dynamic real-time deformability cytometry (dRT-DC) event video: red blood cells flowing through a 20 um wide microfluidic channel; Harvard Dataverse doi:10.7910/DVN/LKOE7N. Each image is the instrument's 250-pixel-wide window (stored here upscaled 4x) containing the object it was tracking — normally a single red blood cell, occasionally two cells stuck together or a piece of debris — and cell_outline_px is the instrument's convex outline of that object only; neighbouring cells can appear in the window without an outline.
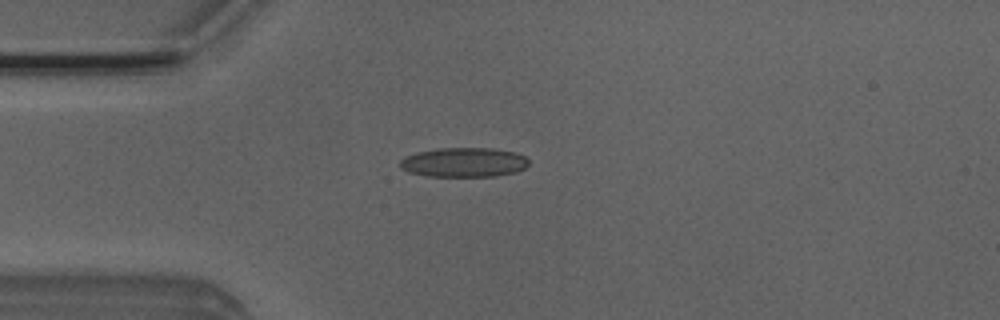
{"species": "Egyptian fruit bat (a non-hibernating species)", "species_latin": "Rousettus aegyptiacus", "temperature_condition": "room temperature", "stored_images_in_passage": 6, "camera_frame_rate_fps": 3000, "um_per_image_px": 0.085, "animal": {"sex": "male"}, "frame": {"image": 1, "passage_image": 4, "time_ms": 1.0, "image_size_px": [1000, 320], "cell_outline_px": [[528, 164], [524, 168], [516, 172], [496, 176], [428, 176], [408, 172], [400, 168], [400, 160], [416, 152], [436, 148], [492, 148], [516, 152], [524, 156], [528, 160]], "centroid_in_image_um": [39.43, 13.79], "position_along_channel_um": 45.6, "area_um2": 22.14}}